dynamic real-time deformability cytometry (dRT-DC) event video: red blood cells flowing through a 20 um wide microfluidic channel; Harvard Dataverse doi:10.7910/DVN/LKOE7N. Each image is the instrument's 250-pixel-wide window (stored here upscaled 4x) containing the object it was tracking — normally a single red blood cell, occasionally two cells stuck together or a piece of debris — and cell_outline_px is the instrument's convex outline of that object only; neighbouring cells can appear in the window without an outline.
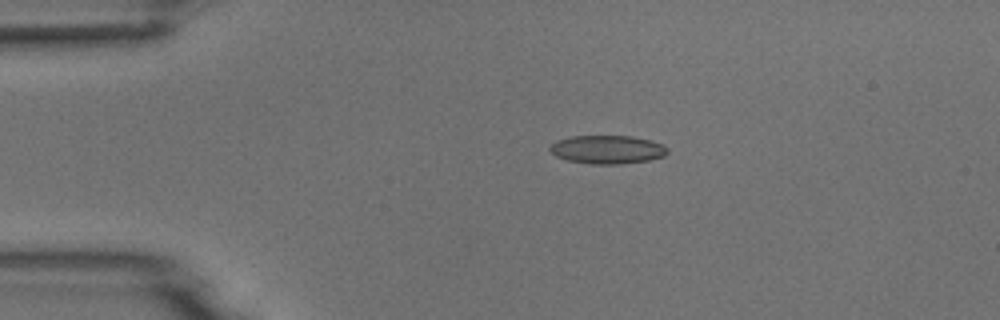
{"species": "common noctule bat (a hibernating species)", "species_latin": "Nyctalus noctula", "temperature_condition": "room temperature", "stored_images_in_passage": 4, "camera_frame_rate_fps": 3000, "um_per_image_px": 0.085, "animal": {"sex": "male", "body_mass_g": 18.8}, "frame": {"image": 1, "passage_image": 1, "time_ms": 0.0, "image_size_px": [1000, 320], "cell_outline_px": [[668, 152], [664, 156], [648, 160], [620, 164], [592, 164], [568, 160], [556, 156], [548, 148], [556, 140], [568, 136], [632, 136], [652, 140], [668, 148]], "centroid_in_image_um": [51.62, 12.7], "position_along_channel_um": 33.4, "area_um2": 19.48}}
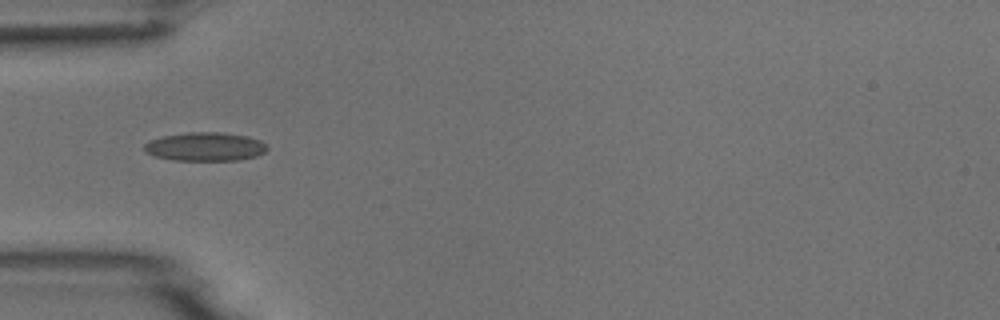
{"frame": {"image": 2, "passage_image": 2, "time_ms": 2.0, "image_size_px": [1000, 320], "cell_outline_px": [[268, 148], [264, 152], [256, 156], [240, 160], [172, 160], [156, 156], [144, 152], [144, 144], [148, 140], [164, 136], [188, 132], [220, 132], [248, 136], [260, 140], [268, 144]], "centroid_in_image_um": [17.45, 12.46], "position_along_channel_um": 67.5, "area_um2": 20.63}}